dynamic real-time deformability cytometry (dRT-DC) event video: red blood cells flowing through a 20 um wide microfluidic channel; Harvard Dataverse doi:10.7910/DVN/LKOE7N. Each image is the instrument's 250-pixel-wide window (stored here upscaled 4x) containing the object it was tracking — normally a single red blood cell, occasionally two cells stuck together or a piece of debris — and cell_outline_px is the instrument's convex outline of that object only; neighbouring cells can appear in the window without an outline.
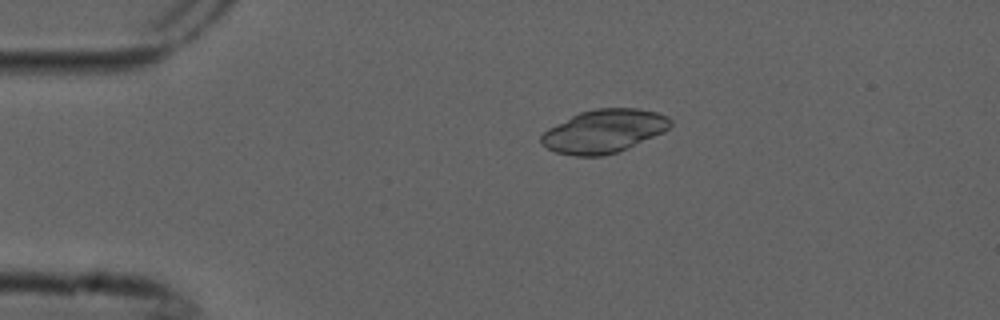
{"species": "common noctule bat (a hibernating species)", "species_latin": "Nyctalus noctula", "temperature_condition": "cold", "stored_images_in_passage": 4, "camera_frame_rate_fps": 3000, "um_per_image_px": 0.085, "animal": {"sex": "male", "forearm_length_mm": 52.5}, "frame": {"image": 1, "passage_image": 4, "time_ms": 1.0, "image_size_px": [1000, 320], "cell_outline_px": [[672, 124], [664, 132], [616, 152], [600, 156], [576, 156], [556, 152], [548, 148], [540, 140], [540, 136], [548, 128], [580, 112], [596, 108], [640, 108], [656, 112], [668, 116], [672, 120]], "centroid_in_image_um": [51.35, 11.13], "position_along_channel_um": 33.6, "area_um2": 32.31}}